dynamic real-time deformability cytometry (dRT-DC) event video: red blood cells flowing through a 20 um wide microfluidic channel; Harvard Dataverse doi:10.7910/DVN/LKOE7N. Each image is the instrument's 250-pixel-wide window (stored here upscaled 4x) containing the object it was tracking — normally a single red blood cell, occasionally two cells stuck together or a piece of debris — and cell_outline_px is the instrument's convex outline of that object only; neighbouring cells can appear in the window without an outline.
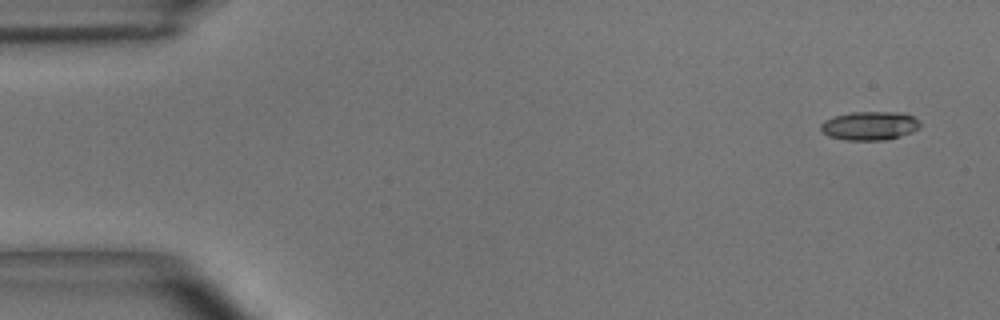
{"species": "common noctule bat (a hibernating species)", "species_latin": "Nyctalus noctula", "temperature_condition": "room temperature", "stored_images_in_passage": 7, "camera_frame_rate_fps": 3000, "um_per_image_px": 0.085, "animal": {"sex": "male", "body_mass_g": 15.6}, "frame": {"image": 1, "passage_image": 1, "time_ms": 0.0, "image_size_px": [1000, 320], "cell_outline_px": [[920, 128], [912, 132], [900, 136], [884, 140], [844, 140], [828, 136], [820, 128], [820, 124], [824, 120], [832, 116], [852, 112], [896, 112], [912, 116], [920, 120]], "centroid_in_image_um": [73.91, 10.69], "position_along_channel_um": 11.1, "area_um2": 16.7}}
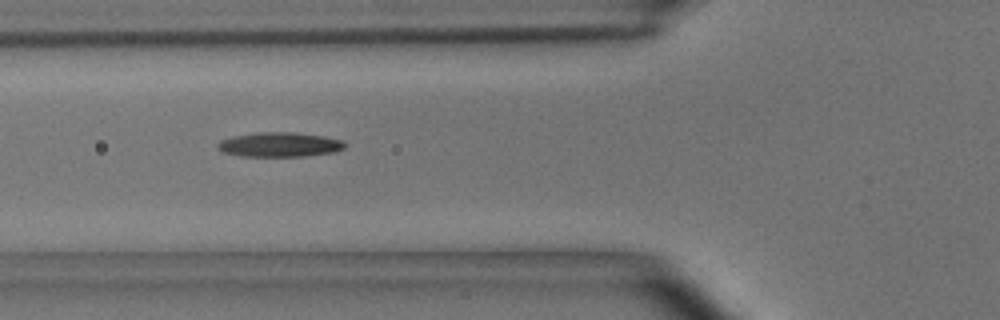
{"frame": {"image": 2, "passage_image": 6, "time_ms": 1.667, "image_size_px": [1000, 320], "cell_outline_px": [[348, 144], [344, 148], [332, 152], [304, 156], [240, 156], [224, 152], [216, 148], [216, 144], [220, 140], [232, 136], [256, 132], [292, 132], [324, 136], [344, 140]], "centroid_in_image_um": [23.75, 12.28], "position_along_channel_um": 102.0, "area_um2": 18.32}}